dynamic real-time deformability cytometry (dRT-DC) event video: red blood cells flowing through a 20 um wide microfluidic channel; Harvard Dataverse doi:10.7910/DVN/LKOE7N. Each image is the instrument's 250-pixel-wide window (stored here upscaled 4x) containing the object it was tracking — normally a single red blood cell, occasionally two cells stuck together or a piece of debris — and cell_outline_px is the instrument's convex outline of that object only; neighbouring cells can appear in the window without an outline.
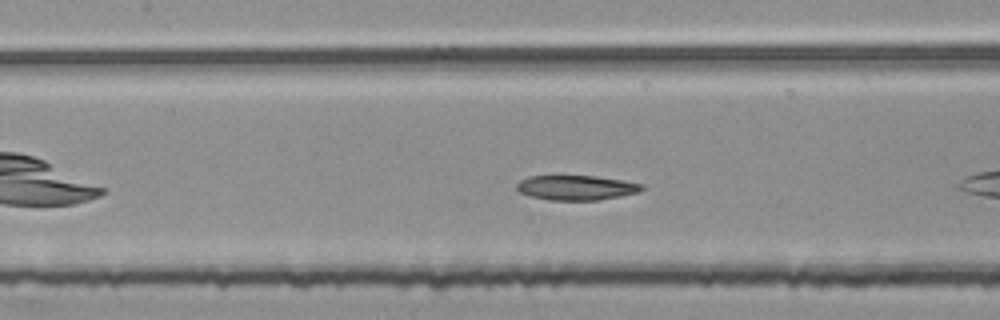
{"species": "common noctule bat (a hibernating species)", "species_latin": "Nyctalus noctula", "temperature_condition": "room temperature", "stored_images_in_passage": 9, "segment_of_instrument_passage": [2, 2], "camera_frame_rate_fps": 3000, "um_per_image_px": 0.085, "animal": {"sex": "female", "body_mass_g": 25.1}, "frame": {"image": 1, "passage_image": 7, "time_ms": 2.0, "image_size_px": [1000, 320], "cell_outline_px": [[644, 188], [640, 192], [620, 196], [596, 200], [548, 200], [532, 196], [520, 192], [516, 188], [516, 184], [520, 180], [528, 176], [596, 176], [624, 180], [644, 184]], "centroid_in_image_um": [49.01, 15.94], "position_along_channel_um": 158.4, "area_um2": 18.09}}